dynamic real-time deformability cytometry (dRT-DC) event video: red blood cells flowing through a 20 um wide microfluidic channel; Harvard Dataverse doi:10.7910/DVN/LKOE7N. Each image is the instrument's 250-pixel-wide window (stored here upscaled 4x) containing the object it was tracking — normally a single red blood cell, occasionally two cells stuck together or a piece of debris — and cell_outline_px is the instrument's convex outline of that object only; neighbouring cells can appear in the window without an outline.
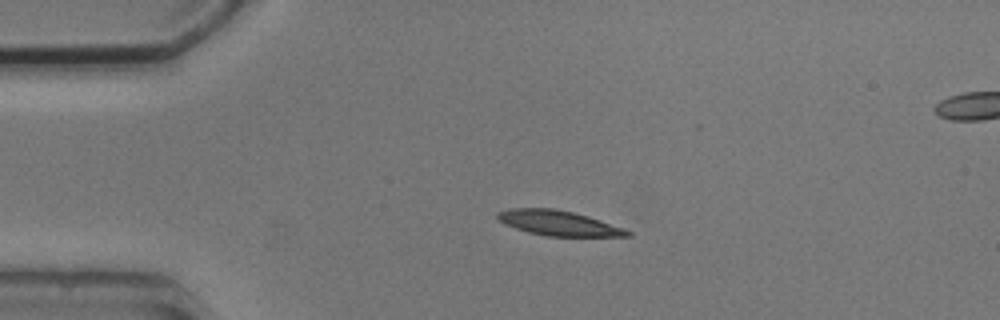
{"species": "common noctule bat (a hibernating species)", "species_latin": "Nyctalus noctula", "temperature_condition": "cold", "stored_images_in_passage": 3, "segment_of_instrument_passage": [1, 2], "camera_frame_rate_fps": 3000, "um_per_image_px": 0.085, "animal": {"sex": "male", "body_mass_g": 20.5, "forearm_length_mm": 52.5}, "frame": {"image": 1, "passage_image": 1, "time_ms": 0.0, "image_size_px": [1000, 320], "cell_outline_px": [[632, 236], [548, 236], [528, 232], [504, 224], [496, 216], [496, 212], [508, 208], [552, 208], [572, 212], [588, 216], [624, 228], [632, 232]], "centroid_in_image_um": [47.46, 18.95], "position_along_channel_um": 37.5, "area_um2": 18.84}}